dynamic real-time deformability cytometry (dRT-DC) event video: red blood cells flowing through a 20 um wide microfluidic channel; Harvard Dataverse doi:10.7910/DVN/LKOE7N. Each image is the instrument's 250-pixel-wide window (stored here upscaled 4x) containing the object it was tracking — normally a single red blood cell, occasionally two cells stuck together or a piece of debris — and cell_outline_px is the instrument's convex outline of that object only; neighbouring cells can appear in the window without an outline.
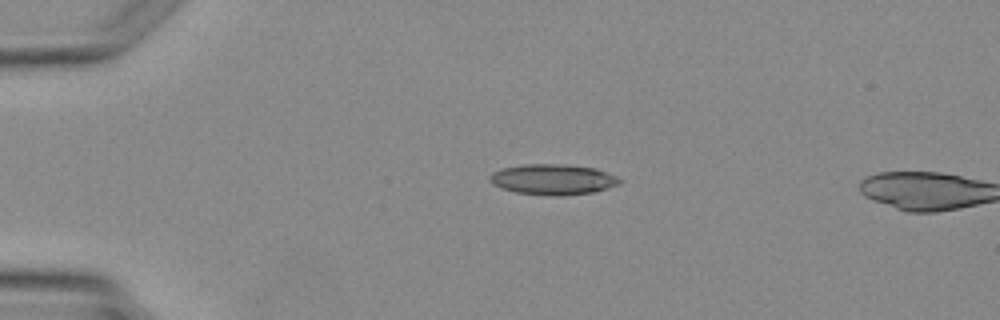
{"species": "Egyptian fruit bat (a non-hibernating species)", "species_latin": "Rousettus aegyptiacus", "temperature_condition": "warm", "stored_images_in_passage": 2, "camera_frame_rate_fps": 3000, "um_per_image_px": 0.085, "animal": {"sex": "female"}, "frame": {"image": 1, "passage_image": 1, "time_ms": 0.0, "image_size_px": [1000, 320], "cell_outline_px": [[624, 180], [620, 184], [596, 192], [560, 196], [552, 196], [516, 192], [500, 188], [492, 184], [488, 180], [488, 176], [492, 172], [500, 168], [524, 164], [564, 164], [596, 168], [616, 176]], "centroid_in_image_um": [46.99, 15.25], "position_along_channel_um": 38.0, "area_um2": 23.52}}